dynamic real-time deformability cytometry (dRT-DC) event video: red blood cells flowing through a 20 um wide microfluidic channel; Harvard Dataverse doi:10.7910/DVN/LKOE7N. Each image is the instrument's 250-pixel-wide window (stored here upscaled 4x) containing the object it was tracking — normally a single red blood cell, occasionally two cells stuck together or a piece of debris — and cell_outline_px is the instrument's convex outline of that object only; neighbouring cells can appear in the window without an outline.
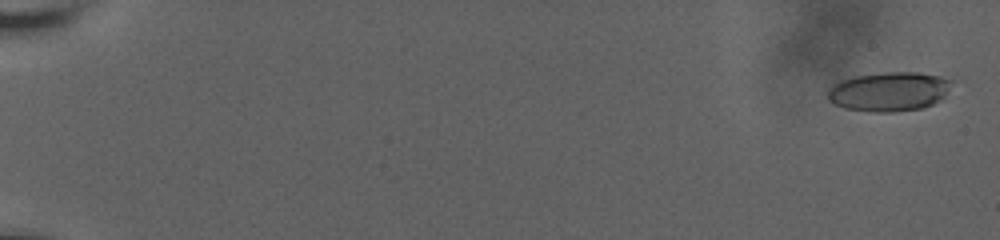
{"species": "human", "species_latin": "Homo sapiens", "temperature_condition": "room temperature", "stored_images_in_passage": 62, "camera_frame_rate_fps": 3000, "um_per_image_px": 0.085, "donor": {"sex": "male"}, "frame": {"image": 1, "passage_image": 5, "time_ms": 0.667, "image_size_px": [1000, 240], "cell_outline_px": [[952, 80], [944, 96], [940, 100], [932, 104], [920, 108], [892, 112], [872, 112], [844, 108], [828, 100], [828, 92], [840, 80], [856, 76], [884, 72], [920, 72], [940, 76]], "centroid_in_image_um": [75.58, 7.78], "position_along_channel_um": 9.4, "area_um2": 28.09}}
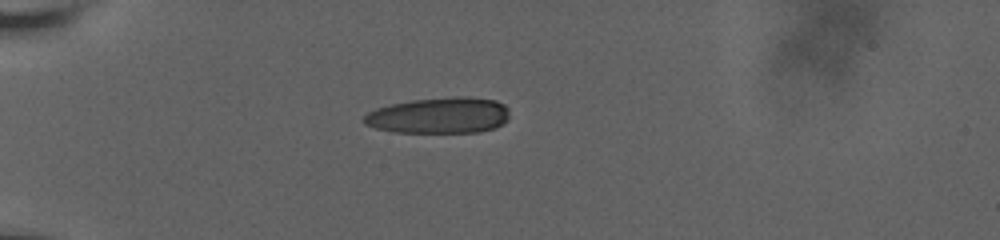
{"frame": {"image": 2, "passage_image": 53, "time_ms": 6.667, "image_size_px": [1000, 240], "cell_outline_px": [[508, 120], [504, 124], [496, 128], [480, 132], [396, 132], [376, 128], [364, 124], [360, 120], [368, 112], [376, 108], [392, 104], [412, 100], [456, 96], [460, 96], [496, 100], [504, 104], [508, 108]], "centroid_in_image_um": [37.35, 9.81], "position_along_channel_um": 47.7, "area_um2": 30.75}}